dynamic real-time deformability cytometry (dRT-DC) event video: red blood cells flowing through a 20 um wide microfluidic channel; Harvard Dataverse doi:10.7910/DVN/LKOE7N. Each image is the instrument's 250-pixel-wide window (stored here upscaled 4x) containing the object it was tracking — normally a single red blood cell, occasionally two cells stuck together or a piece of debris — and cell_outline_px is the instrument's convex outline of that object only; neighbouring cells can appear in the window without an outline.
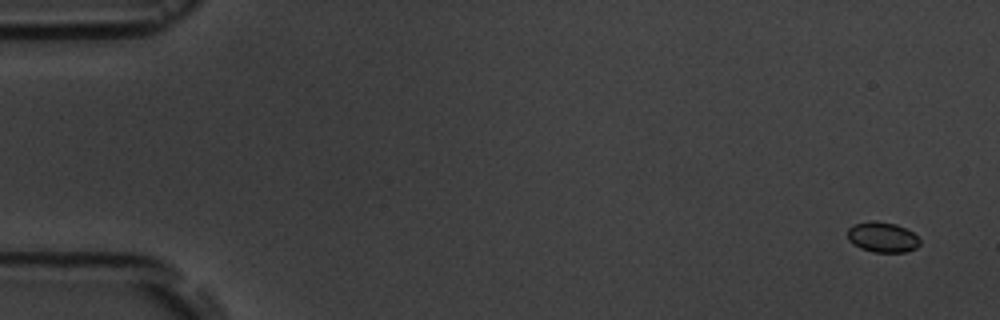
{"species": "common noctule bat (a hibernating species)", "species_latin": "Nyctalus noctula", "temperature_condition": "room temperature", "stored_images_in_passage": 8, "camera_frame_rate_fps": 3000, "um_per_image_px": 0.085, "animal": {"sex": "male", "body_mass_g": 19.5, "forearm_length_mm": 54.6}, "frame": {"image": 1, "passage_image": 1, "time_ms": 0.0, "image_size_px": [1000, 320], "cell_outline_px": [[920, 244], [916, 248], [904, 252], [872, 252], [860, 248], [848, 240], [848, 228], [852, 224], [876, 220], [896, 224], [912, 232], [920, 240]], "centroid_in_image_um": [74.99, 20.15], "position_along_channel_um": 10.0, "area_um2": 12.77}}
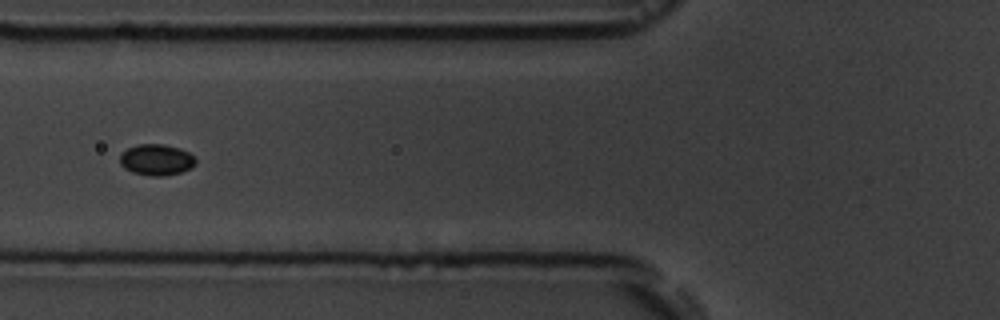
{"frame": {"image": 2, "passage_image": 7, "time_ms": 6.667, "image_size_px": [1000, 320], "cell_outline_px": [[196, 164], [192, 168], [180, 172], [164, 176], [152, 176], [132, 172], [124, 168], [120, 164], [120, 152], [128, 148], [140, 144], [164, 144], [180, 148], [196, 156]], "centroid_in_image_um": [13.31, 13.58], "position_along_channel_um": 112.5, "area_um2": 13.93}}
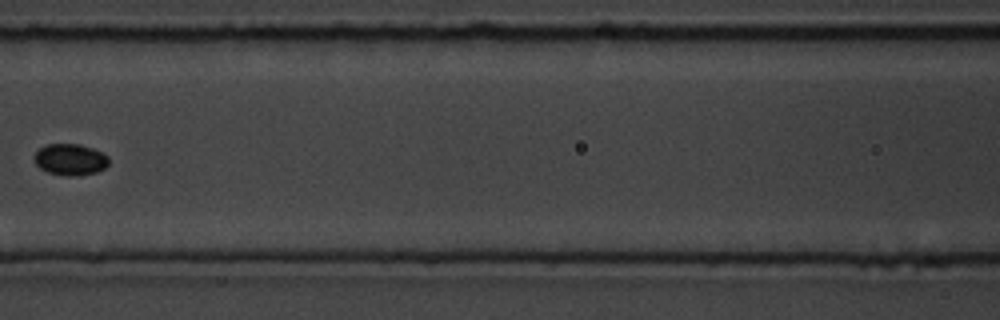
{"frame": {"image": 3, "passage_image": 8, "time_ms": 8.0, "image_size_px": [1000, 320], "cell_outline_px": [[108, 164], [104, 168], [96, 172], [76, 176], [68, 176], [48, 172], [40, 168], [36, 164], [36, 152], [40, 148], [48, 144], [80, 144], [92, 148], [108, 156]], "centroid_in_image_um": [5.99, 13.56], "position_along_channel_um": 160.6, "area_um2": 13.41}}